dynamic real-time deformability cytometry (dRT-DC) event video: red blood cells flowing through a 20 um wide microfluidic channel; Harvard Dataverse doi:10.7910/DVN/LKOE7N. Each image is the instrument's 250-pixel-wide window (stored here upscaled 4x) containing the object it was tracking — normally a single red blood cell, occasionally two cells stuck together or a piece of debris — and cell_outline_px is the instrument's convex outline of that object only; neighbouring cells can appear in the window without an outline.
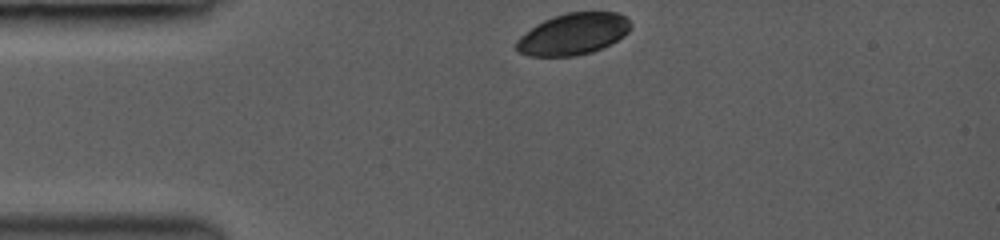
{"species": "common noctule bat (a hibernating species)", "species_latin": "Nyctalus noctula", "temperature_condition": "room temperature", "stored_images_in_passage": 5, "camera_frame_rate_fps": 3000, "um_per_image_px": 0.085, "animal": {"sex": "female", "body_mass_g": 19.0, "forearm_length_mm": 53.3}, "frame": {"image": 1, "passage_image": 1, "time_ms": 0.0, "image_size_px": [1000, 240], "cell_outline_px": [[632, 28], [624, 36], [592, 52], [576, 56], [528, 56], [520, 52], [516, 48], [516, 40], [520, 36], [536, 24], [552, 16], [568, 12], [616, 12], [624, 16], [632, 24]], "centroid_in_image_um": [48.71, 2.89], "position_along_channel_um": 36.3, "area_um2": 27.63}}
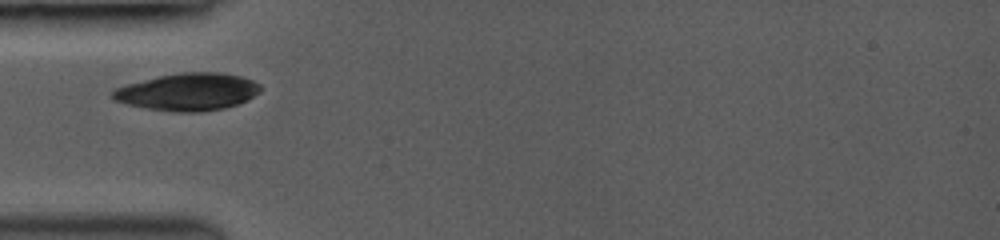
{"frame": {"image": 2, "passage_image": 3, "time_ms": 1.667, "image_size_px": [1000, 240], "cell_outline_px": [[260, 92], [248, 100], [224, 108], [200, 112], [172, 112], [148, 108], [128, 104], [116, 100], [112, 96], [112, 92], [116, 88], [128, 84], [160, 76], [180, 72], [220, 72], [240, 76], [252, 80], [260, 84]], "centroid_in_image_um": [16.02, 7.81], "position_along_channel_um": 69.0, "area_um2": 31.91}}
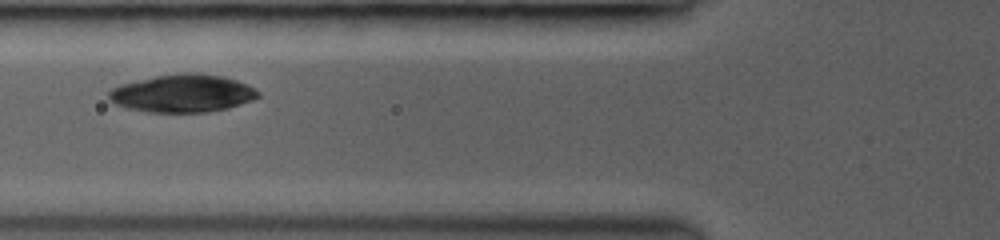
{"frame": {"image": 3, "passage_image": 4, "time_ms": 2.667, "image_size_px": [1000, 240], "cell_outline_px": [[260, 96], [252, 100], [228, 108], [208, 112], [148, 112], [124, 108], [108, 100], [108, 92], [112, 88], [120, 84], [156, 76], [184, 72], [200, 72], [220, 76], [236, 80], [248, 84], [260, 92]], "centroid_in_image_um": [15.51, 7.93], "position_along_channel_um": 110.3, "area_um2": 33.12}}